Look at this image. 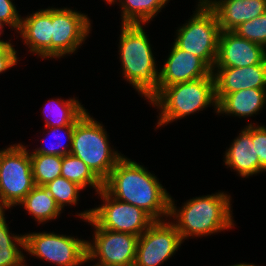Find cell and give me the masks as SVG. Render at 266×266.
Returning <instances> with one entry per match:
<instances>
[{
  "mask_svg": "<svg viewBox=\"0 0 266 266\" xmlns=\"http://www.w3.org/2000/svg\"><path fill=\"white\" fill-rule=\"evenodd\" d=\"M38 224L55 220L61 214L53 196L44 186L35 185L19 204Z\"/></svg>",
  "mask_w": 266,
  "mask_h": 266,
  "instance_id": "cell-20",
  "label": "cell"
},
{
  "mask_svg": "<svg viewBox=\"0 0 266 266\" xmlns=\"http://www.w3.org/2000/svg\"><path fill=\"white\" fill-rule=\"evenodd\" d=\"M25 250L31 256L58 266H79L87 261V240L54 232L24 234Z\"/></svg>",
  "mask_w": 266,
  "mask_h": 266,
  "instance_id": "cell-9",
  "label": "cell"
},
{
  "mask_svg": "<svg viewBox=\"0 0 266 266\" xmlns=\"http://www.w3.org/2000/svg\"><path fill=\"white\" fill-rule=\"evenodd\" d=\"M250 124H252V143L259 158L260 171L263 173L266 172V127Z\"/></svg>",
  "mask_w": 266,
  "mask_h": 266,
  "instance_id": "cell-29",
  "label": "cell"
},
{
  "mask_svg": "<svg viewBox=\"0 0 266 266\" xmlns=\"http://www.w3.org/2000/svg\"><path fill=\"white\" fill-rule=\"evenodd\" d=\"M61 177L76 183L82 189L92 187L98 193L103 182L92 172L85 162L71 154L62 157Z\"/></svg>",
  "mask_w": 266,
  "mask_h": 266,
  "instance_id": "cell-24",
  "label": "cell"
},
{
  "mask_svg": "<svg viewBox=\"0 0 266 266\" xmlns=\"http://www.w3.org/2000/svg\"><path fill=\"white\" fill-rule=\"evenodd\" d=\"M266 104V89H244L227 94L217 104V114L234 117H251L259 114Z\"/></svg>",
  "mask_w": 266,
  "mask_h": 266,
  "instance_id": "cell-19",
  "label": "cell"
},
{
  "mask_svg": "<svg viewBox=\"0 0 266 266\" xmlns=\"http://www.w3.org/2000/svg\"><path fill=\"white\" fill-rule=\"evenodd\" d=\"M215 12L221 31H233L240 24L266 12V0H204Z\"/></svg>",
  "mask_w": 266,
  "mask_h": 266,
  "instance_id": "cell-17",
  "label": "cell"
},
{
  "mask_svg": "<svg viewBox=\"0 0 266 266\" xmlns=\"http://www.w3.org/2000/svg\"><path fill=\"white\" fill-rule=\"evenodd\" d=\"M230 266H257V265H255V264H249V263H237V264H234V265H230ZM259 266V265H258Z\"/></svg>",
  "mask_w": 266,
  "mask_h": 266,
  "instance_id": "cell-33",
  "label": "cell"
},
{
  "mask_svg": "<svg viewBox=\"0 0 266 266\" xmlns=\"http://www.w3.org/2000/svg\"><path fill=\"white\" fill-rule=\"evenodd\" d=\"M4 25H6V24L0 20V36L2 35V32L4 30L3 29L4 28ZM1 42H7V41H3V39L2 40L0 39V43Z\"/></svg>",
  "mask_w": 266,
  "mask_h": 266,
  "instance_id": "cell-32",
  "label": "cell"
},
{
  "mask_svg": "<svg viewBox=\"0 0 266 266\" xmlns=\"http://www.w3.org/2000/svg\"><path fill=\"white\" fill-rule=\"evenodd\" d=\"M29 52L51 59L52 7L22 17L18 32Z\"/></svg>",
  "mask_w": 266,
  "mask_h": 266,
  "instance_id": "cell-16",
  "label": "cell"
},
{
  "mask_svg": "<svg viewBox=\"0 0 266 266\" xmlns=\"http://www.w3.org/2000/svg\"><path fill=\"white\" fill-rule=\"evenodd\" d=\"M150 103L160 110L157 129L211 105L217 114L214 76L164 87Z\"/></svg>",
  "mask_w": 266,
  "mask_h": 266,
  "instance_id": "cell-4",
  "label": "cell"
},
{
  "mask_svg": "<svg viewBox=\"0 0 266 266\" xmlns=\"http://www.w3.org/2000/svg\"><path fill=\"white\" fill-rule=\"evenodd\" d=\"M5 218L4 211H0V266H27L23 254L25 237L10 233Z\"/></svg>",
  "mask_w": 266,
  "mask_h": 266,
  "instance_id": "cell-22",
  "label": "cell"
},
{
  "mask_svg": "<svg viewBox=\"0 0 266 266\" xmlns=\"http://www.w3.org/2000/svg\"><path fill=\"white\" fill-rule=\"evenodd\" d=\"M196 11L188 21L176 31L174 43L180 48L201 58L214 69L220 25L215 12L204 0H198Z\"/></svg>",
  "mask_w": 266,
  "mask_h": 266,
  "instance_id": "cell-6",
  "label": "cell"
},
{
  "mask_svg": "<svg viewBox=\"0 0 266 266\" xmlns=\"http://www.w3.org/2000/svg\"><path fill=\"white\" fill-rule=\"evenodd\" d=\"M106 1V3L112 5V4H115V2L117 3L119 0H104Z\"/></svg>",
  "mask_w": 266,
  "mask_h": 266,
  "instance_id": "cell-34",
  "label": "cell"
},
{
  "mask_svg": "<svg viewBox=\"0 0 266 266\" xmlns=\"http://www.w3.org/2000/svg\"><path fill=\"white\" fill-rule=\"evenodd\" d=\"M48 102L43 110L45 113V127L75 125L77 120L86 112V109L76 97L68 100L50 99Z\"/></svg>",
  "mask_w": 266,
  "mask_h": 266,
  "instance_id": "cell-21",
  "label": "cell"
},
{
  "mask_svg": "<svg viewBox=\"0 0 266 266\" xmlns=\"http://www.w3.org/2000/svg\"><path fill=\"white\" fill-rule=\"evenodd\" d=\"M224 163L243 178L261 172L259 158L252 143V124L246 125L226 149Z\"/></svg>",
  "mask_w": 266,
  "mask_h": 266,
  "instance_id": "cell-18",
  "label": "cell"
},
{
  "mask_svg": "<svg viewBox=\"0 0 266 266\" xmlns=\"http://www.w3.org/2000/svg\"><path fill=\"white\" fill-rule=\"evenodd\" d=\"M182 243L172 221L155 220L138 238L134 266H160Z\"/></svg>",
  "mask_w": 266,
  "mask_h": 266,
  "instance_id": "cell-11",
  "label": "cell"
},
{
  "mask_svg": "<svg viewBox=\"0 0 266 266\" xmlns=\"http://www.w3.org/2000/svg\"><path fill=\"white\" fill-rule=\"evenodd\" d=\"M21 19L22 17L12 0H0V20L2 22L18 32Z\"/></svg>",
  "mask_w": 266,
  "mask_h": 266,
  "instance_id": "cell-30",
  "label": "cell"
},
{
  "mask_svg": "<svg viewBox=\"0 0 266 266\" xmlns=\"http://www.w3.org/2000/svg\"><path fill=\"white\" fill-rule=\"evenodd\" d=\"M103 201L98 207L78 213L86 221L90 217L102 228L140 236L155 221L143 209L112 197L104 188L98 193Z\"/></svg>",
  "mask_w": 266,
  "mask_h": 266,
  "instance_id": "cell-8",
  "label": "cell"
},
{
  "mask_svg": "<svg viewBox=\"0 0 266 266\" xmlns=\"http://www.w3.org/2000/svg\"><path fill=\"white\" fill-rule=\"evenodd\" d=\"M94 227L93 241H87V261L97 266H134L139 236L102 229L91 217L84 221Z\"/></svg>",
  "mask_w": 266,
  "mask_h": 266,
  "instance_id": "cell-10",
  "label": "cell"
},
{
  "mask_svg": "<svg viewBox=\"0 0 266 266\" xmlns=\"http://www.w3.org/2000/svg\"><path fill=\"white\" fill-rule=\"evenodd\" d=\"M143 24H122L119 56L123 78L150 102L158 94L159 70Z\"/></svg>",
  "mask_w": 266,
  "mask_h": 266,
  "instance_id": "cell-3",
  "label": "cell"
},
{
  "mask_svg": "<svg viewBox=\"0 0 266 266\" xmlns=\"http://www.w3.org/2000/svg\"><path fill=\"white\" fill-rule=\"evenodd\" d=\"M34 186L27 147L18 143L0 150V211L19 205Z\"/></svg>",
  "mask_w": 266,
  "mask_h": 266,
  "instance_id": "cell-7",
  "label": "cell"
},
{
  "mask_svg": "<svg viewBox=\"0 0 266 266\" xmlns=\"http://www.w3.org/2000/svg\"><path fill=\"white\" fill-rule=\"evenodd\" d=\"M170 0H119L121 24H147Z\"/></svg>",
  "mask_w": 266,
  "mask_h": 266,
  "instance_id": "cell-23",
  "label": "cell"
},
{
  "mask_svg": "<svg viewBox=\"0 0 266 266\" xmlns=\"http://www.w3.org/2000/svg\"><path fill=\"white\" fill-rule=\"evenodd\" d=\"M108 136L103 124L86 110L75 123L70 152L83 160L102 182L125 156L111 148Z\"/></svg>",
  "mask_w": 266,
  "mask_h": 266,
  "instance_id": "cell-5",
  "label": "cell"
},
{
  "mask_svg": "<svg viewBox=\"0 0 266 266\" xmlns=\"http://www.w3.org/2000/svg\"><path fill=\"white\" fill-rule=\"evenodd\" d=\"M154 175L124 156L103 182V188L112 197L143 209L154 220H168L171 195Z\"/></svg>",
  "mask_w": 266,
  "mask_h": 266,
  "instance_id": "cell-1",
  "label": "cell"
},
{
  "mask_svg": "<svg viewBox=\"0 0 266 266\" xmlns=\"http://www.w3.org/2000/svg\"><path fill=\"white\" fill-rule=\"evenodd\" d=\"M231 196L218 192L192 198L179 209L170 197L169 220L180 234L182 241L190 237H203L235 226L231 210ZM181 208V209H180Z\"/></svg>",
  "mask_w": 266,
  "mask_h": 266,
  "instance_id": "cell-2",
  "label": "cell"
},
{
  "mask_svg": "<svg viewBox=\"0 0 266 266\" xmlns=\"http://www.w3.org/2000/svg\"><path fill=\"white\" fill-rule=\"evenodd\" d=\"M217 104L229 93L244 89H266V59L246 67L214 68Z\"/></svg>",
  "mask_w": 266,
  "mask_h": 266,
  "instance_id": "cell-15",
  "label": "cell"
},
{
  "mask_svg": "<svg viewBox=\"0 0 266 266\" xmlns=\"http://www.w3.org/2000/svg\"><path fill=\"white\" fill-rule=\"evenodd\" d=\"M74 127L75 125H65V126H61V127H45V128H49L48 134H52L51 136L55 139H57L58 142H56V144L54 143H50L51 146L50 147H45V145H43L42 147L39 148H35L31 153H40L43 155H58V156H65L67 154H70L71 152V146H72V139H73V133H74ZM59 131V133H58ZM60 131H65L64 135L60 134ZM50 136V137H51ZM64 137L67 138L68 143L67 144H63L62 139H64ZM62 138V139H61ZM66 140V139H65ZM66 142V141H65ZM62 143V144H61ZM66 145V146H65Z\"/></svg>",
  "mask_w": 266,
  "mask_h": 266,
  "instance_id": "cell-27",
  "label": "cell"
},
{
  "mask_svg": "<svg viewBox=\"0 0 266 266\" xmlns=\"http://www.w3.org/2000/svg\"><path fill=\"white\" fill-rule=\"evenodd\" d=\"M53 196L57 206L62 210L67 205H77L79 192L83 189L64 177H57L44 186Z\"/></svg>",
  "mask_w": 266,
  "mask_h": 266,
  "instance_id": "cell-26",
  "label": "cell"
},
{
  "mask_svg": "<svg viewBox=\"0 0 266 266\" xmlns=\"http://www.w3.org/2000/svg\"><path fill=\"white\" fill-rule=\"evenodd\" d=\"M10 42L0 43V74L6 72L18 63L17 51Z\"/></svg>",
  "mask_w": 266,
  "mask_h": 266,
  "instance_id": "cell-31",
  "label": "cell"
},
{
  "mask_svg": "<svg viewBox=\"0 0 266 266\" xmlns=\"http://www.w3.org/2000/svg\"><path fill=\"white\" fill-rule=\"evenodd\" d=\"M233 32L244 39L262 45L266 49V12L240 24Z\"/></svg>",
  "mask_w": 266,
  "mask_h": 266,
  "instance_id": "cell-28",
  "label": "cell"
},
{
  "mask_svg": "<svg viewBox=\"0 0 266 266\" xmlns=\"http://www.w3.org/2000/svg\"><path fill=\"white\" fill-rule=\"evenodd\" d=\"M266 49L238 36L233 31H221L214 68L246 67L261 64Z\"/></svg>",
  "mask_w": 266,
  "mask_h": 266,
  "instance_id": "cell-14",
  "label": "cell"
},
{
  "mask_svg": "<svg viewBox=\"0 0 266 266\" xmlns=\"http://www.w3.org/2000/svg\"><path fill=\"white\" fill-rule=\"evenodd\" d=\"M168 58L159 68L158 93L167 86L213 76L212 69L199 57L180 49L174 42Z\"/></svg>",
  "mask_w": 266,
  "mask_h": 266,
  "instance_id": "cell-13",
  "label": "cell"
},
{
  "mask_svg": "<svg viewBox=\"0 0 266 266\" xmlns=\"http://www.w3.org/2000/svg\"><path fill=\"white\" fill-rule=\"evenodd\" d=\"M34 184L45 186L61 176L62 157L30 153Z\"/></svg>",
  "mask_w": 266,
  "mask_h": 266,
  "instance_id": "cell-25",
  "label": "cell"
},
{
  "mask_svg": "<svg viewBox=\"0 0 266 266\" xmlns=\"http://www.w3.org/2000/svg\"><path fill=\"white\" fill-rule=\"evenodd\" d=\"M91 20L70 8H52L51 58L69 56L89 37Z\"/></svg>",
  "mask_w": 266,
  "mask_h": 266,
  "instance_id": "cell-12",
  "label": "cell"
}]
</instances>
